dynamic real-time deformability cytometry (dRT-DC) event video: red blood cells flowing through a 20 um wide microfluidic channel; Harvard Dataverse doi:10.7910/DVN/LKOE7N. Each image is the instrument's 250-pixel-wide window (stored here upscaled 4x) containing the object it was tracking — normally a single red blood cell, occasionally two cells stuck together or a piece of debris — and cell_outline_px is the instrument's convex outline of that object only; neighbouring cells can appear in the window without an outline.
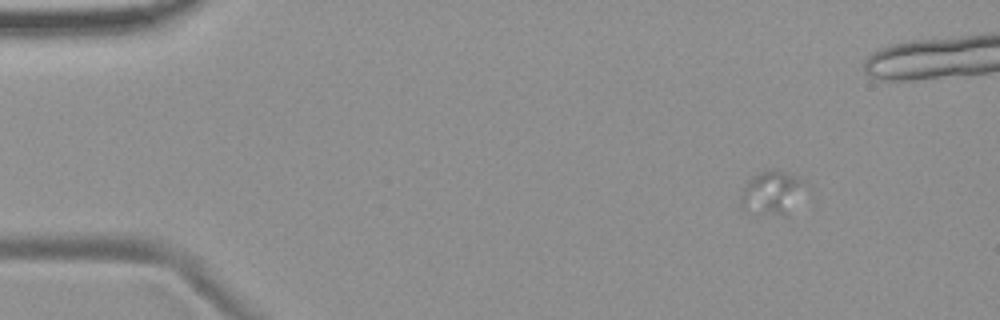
{"species": "common noctule bat (a hibernating species)", "species_latin": "Nyctalus noctula", "temperature_condition": "room temperature", "stored_images_in_passage": 4, "camera_frame_rate_fps": 3000, "um_per_image_px": 0.085, "animal": {"sex": "female", "body_mass_g": 19.9}, "frame": {"image": 1, "passage_image": 1, "time_ms": 0.0, "image_size_px": [1000, 320], "cell_outline_px": [[804, 180], [788, 216], [752, 216], [740, 208], [740, 196], [748, 180], [752, 176], [764, 168], [776, 168], [796, 176]], "centroid_in_image_um": [65.48, 16.42], "position_along_channel_um": 19.5, "area_um2": 16.82}}